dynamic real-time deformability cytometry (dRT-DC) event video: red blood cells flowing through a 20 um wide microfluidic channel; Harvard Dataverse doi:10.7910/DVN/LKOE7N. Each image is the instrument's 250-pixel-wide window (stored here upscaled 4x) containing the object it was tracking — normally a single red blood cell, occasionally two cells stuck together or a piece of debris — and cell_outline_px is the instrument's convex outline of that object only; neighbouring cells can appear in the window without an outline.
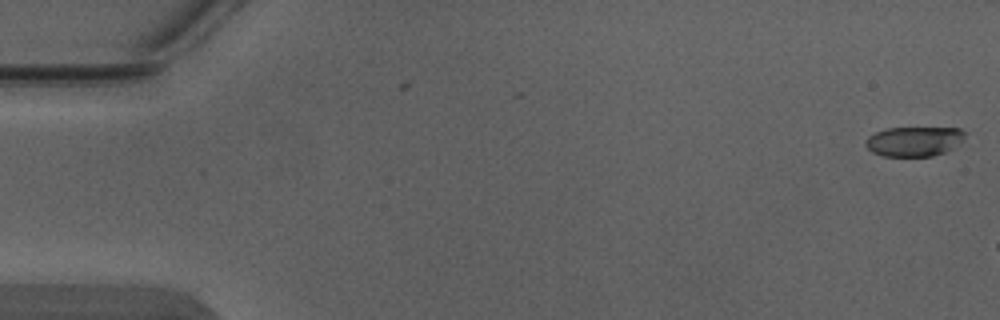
{"species": "Egyptian fruit bat (a non-hibernating species)", "species_latin": "Rousettus aegyptiacus", "temperature_condition": "warm", "stored_images_in_passage": 6, "camera_frame_rate_fps": 3000, "um_per_image_px": 0.085, "animal": {"sex": "male"}, "frame": {"image": 1, "passage_image": 1, "time_ms": 0.0, "image_size_px": [1000, 320], "cell_outline_px": [[964, 136], [948, 152], [932, 156], [884, 156], [872, 152], [864, 144], [864, 140], [868, 136], [876, 132], [888, 128], [960, 128], [964, 132]], "centroid_in_image_um": [77.65, 12.02], "position_along_channel_um": 7.3, "area_um2": 17.11}}
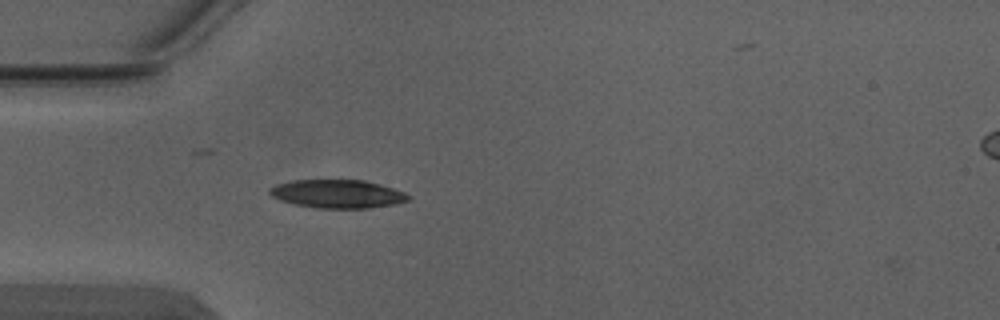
{"frame": {"image": 2, "passage_image": 5, "time_ms": 1.333, "image_size_px": [1000, 320], "cell_outline_px": [[412, 196], [408, 200], [396, 204], [368, 208], [320, 208], [296, 204], [280, 200], [272, 196], [268, 192], [268, 188], [276, 184], [292, 180], [364, 180], [380, 184], [404, 192]], "centroid_in_image_um": [28.69, 16.47], "position_along_channel_um": 56.3, "area_um2": 22.89}}